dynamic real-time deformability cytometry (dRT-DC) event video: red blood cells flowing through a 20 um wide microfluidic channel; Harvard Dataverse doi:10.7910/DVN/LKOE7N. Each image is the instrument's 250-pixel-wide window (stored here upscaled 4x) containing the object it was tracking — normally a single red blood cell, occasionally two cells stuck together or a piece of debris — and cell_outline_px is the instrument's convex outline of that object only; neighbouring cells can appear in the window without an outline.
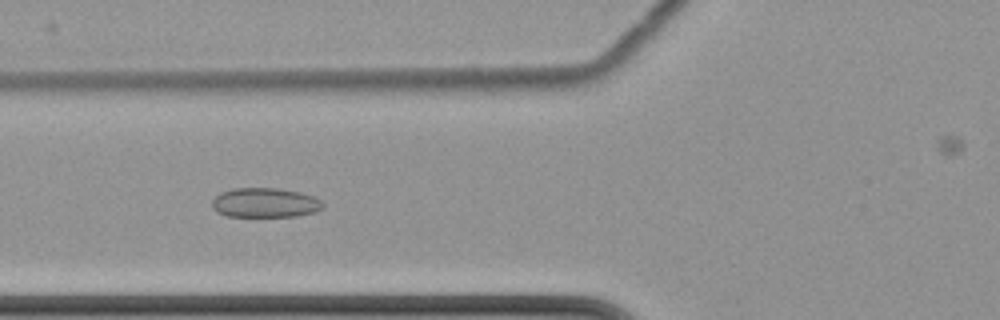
{"species": "common noctule bat (a hibernating species)", "species_latin": "Nyctalus noctula", "temperature_condition": "cold", "stored_images_in_passage": 15, "camera_frame_rate_fps": 3000, "um_per_image_px": 0.085, "animal": {"sex": "female", "body_mass_g": 22.7, "forearm_length_mm": 54.2}, "frame": {"image": 1, "passage_image": 7, "time_ms": 8.0, "image_size_px": [1000, 320], "cell_outline_px": [[324, 208], [316, 212], [296, 216], [228, 216], [216, 212], [212, 208], [212, 200], [220, 192], [232, 188], [276, 188], [300, 192], [312, 196], [320, 200], [324, 204]], "centroid_in_image_um": [22.52, 17.23], "position_along_channel_um": 103.3, "area_um2": 19.19}}
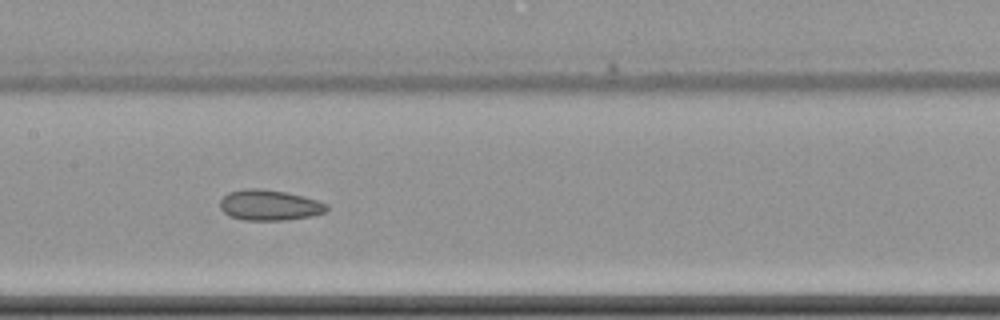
{"frame": {"image": 2, "passage_image": 9, "time_ms": 10.333, "image_size_px": [1000, 320], "cell_outline_px": [[328, 208], [324, 212], [308, 216], [284, 220], [244, 220], [232, 216], [224, 212], [220, 208], [220, 200], [228, 192], [248, 188], [264, 188], [304, 196], [328, 204]], "centroid_in_image_um": [22.88, 17.42], "position_along_channel_um": 184.5, "area_um2": 18.84}}
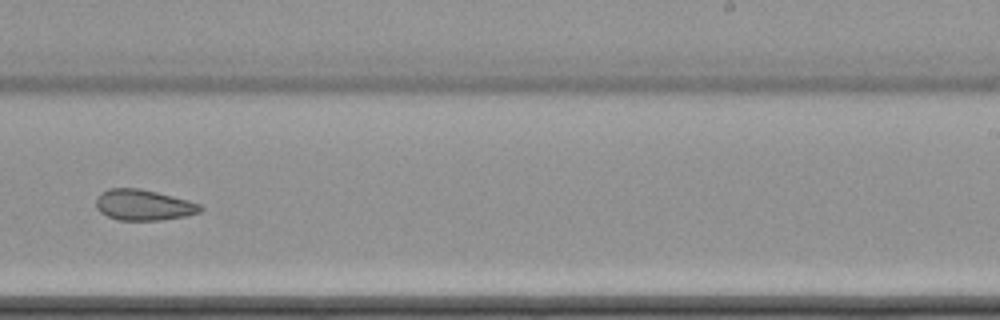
{"frame": {"image": 3, "passage_image": 11, "time_ms": 13.0, "image_size_px": [1000, 320], "cell_outline_px": [[204, 208], [200, 212], [188, 216], [160, 220], [116, 220], [100, 212], [96, 208], [96, 196], [100, 192], [108, 188], [140, 188], [188, 200], [200, 204]], "centroid_in_image_um": [12.18, 17.42], "position_along_channel_um": 276.8, "area_um2": 18.9}, "authors_computed_cell_mechanics": {"area_um2": 21.8484, "velocity_mm_per_s": 3.4817, "shape_relaxation_time_tau1_ms": 1.1948, "shape_relaxation_time_tau2_ms": 5.0048, "deformation_change_tau1": 0.0339, "deformation_change_tau2": 0.0673}}